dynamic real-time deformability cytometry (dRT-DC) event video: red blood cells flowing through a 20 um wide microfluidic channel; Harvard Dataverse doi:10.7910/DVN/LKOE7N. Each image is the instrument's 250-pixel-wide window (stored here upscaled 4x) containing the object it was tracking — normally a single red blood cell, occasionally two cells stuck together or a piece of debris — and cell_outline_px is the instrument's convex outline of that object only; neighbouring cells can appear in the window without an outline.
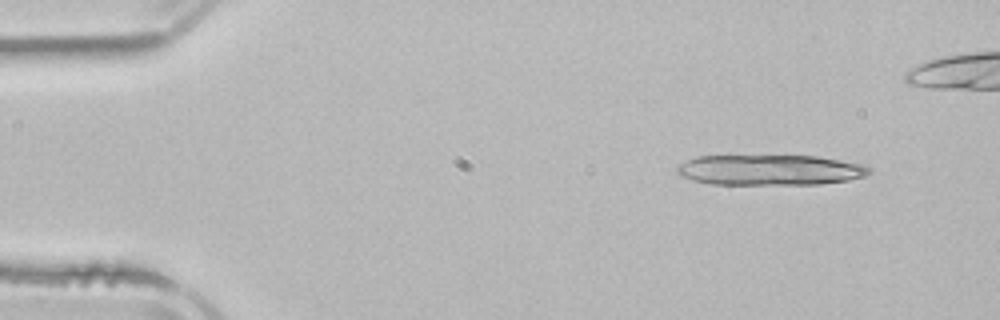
{"species": "common noctule bat (a hibernating species)", "species_latin": "Nyctalus noctula", "temperature_condition": "room temperature", "stored_images_in_passage": 3, "segment_of_instrument_passage": [2, 2], "camera_frame_rate_fps": 3000, "um_per_image_px": 0.085, "animal": {"sex": "male", "body_mass_g": 21.5, "forearm_length_mm": 52.0}, "frame": {"image": 1, "passage_image": 3, "time_ms": 2.667, "image_size_px": [1000, 320], "cell_outline_px": [[872, 172], [868, 176], [848, 180], [820, 184], [712, 184], [680, 176], [676, 172], [676, 164], [696, 156], [816, 156], [864, 164], [872, 168]], "centroid_in_image_um": [65.47, 14.44], "position_along_channel_um": 19.5, "area_um2": 34.33}}